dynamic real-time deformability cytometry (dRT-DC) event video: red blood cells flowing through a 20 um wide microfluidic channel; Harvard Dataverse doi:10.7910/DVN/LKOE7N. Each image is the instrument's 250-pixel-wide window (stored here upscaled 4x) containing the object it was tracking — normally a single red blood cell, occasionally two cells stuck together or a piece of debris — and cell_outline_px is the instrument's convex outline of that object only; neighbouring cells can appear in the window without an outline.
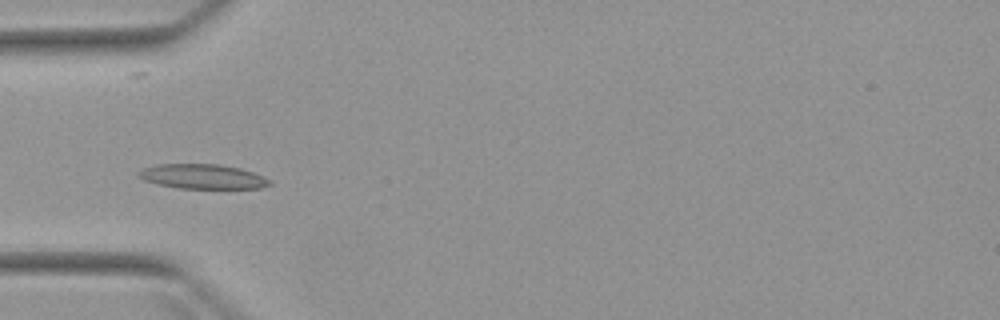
{"species": "Egyptian fruit bat (a non-hibernating species)", "species_latin": "Rousettus aegyptiacus", "temperature_condition": "warm", "stored_images_in_passage": 4, "camera_frame_rate_fps": 3000, "um_per_image_px": 0.085, "animal": {"sex": "female"}, "frame": {"image": 1, "passage_image": 4, "time_ms": 4.333, "image_size_px": [1000, 320], "cell_outline_px": [[272, 184], [260, 188], [176, 188], [156, 184], [144, 180], [136, 176], [136, 172], [140, 168], [156, 164], [220, 164], [240, 168], [264, 176], [272, 180]], "centroid_in_image_um": [17.17, 15.0], "position_along_channel_um": 67.8, "area_um2": 19.13}}